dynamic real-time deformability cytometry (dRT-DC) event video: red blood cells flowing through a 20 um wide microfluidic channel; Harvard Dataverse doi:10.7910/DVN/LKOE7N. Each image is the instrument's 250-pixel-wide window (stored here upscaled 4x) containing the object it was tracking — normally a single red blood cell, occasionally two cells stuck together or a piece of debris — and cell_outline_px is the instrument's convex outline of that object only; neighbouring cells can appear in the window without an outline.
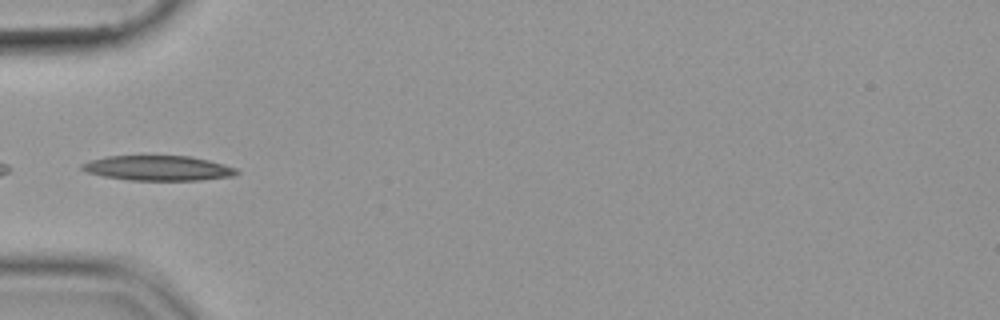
{"species": "common noctule bat (a hibernating species)", "species_latin": "Nyctalus noctula", "temperature_condition": "cold", "stored_images_in_passage": 33, "camera_frame_rate_fps": 3000, "um_per_image_px": 0.085, "animal": {"sex": "female", "body_mass_g": 19.9}, "frame": {"image": 1, "passage_image": 1, "time_ms": 0.0, "image_size_px": [1000, 320], "cell_outline_px": [[240, 172], [236, 176], [200, 180], [128, 180], [104, 176], [88, 172], [80, 168], [80, 164], [92, 160], [108, 156], [192, 156], [224, 164], [236, 168]], "centroid_in_image_um": [13.49, 14.29], "position_along_channel_um": 71.5, "area_um2": 22.48}}
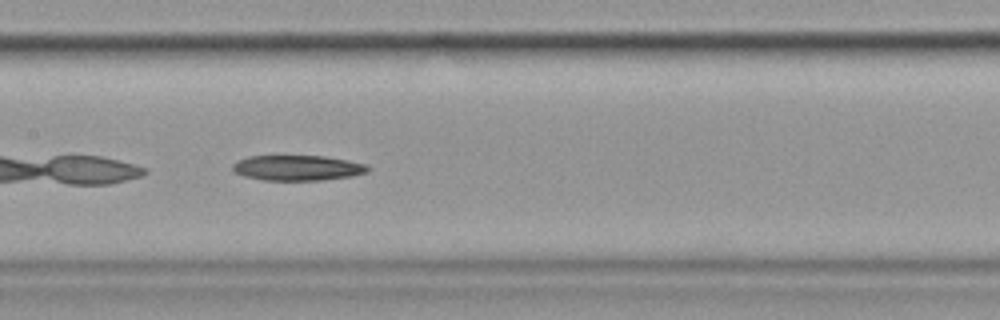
{"frame": {"image": 2, "passage_image": 10, "time_ms": 3.0, "image_size_px": [1000, 320], "cell_outline_px": [[372, 168], [368, 172], [352, 176], [320, 180], [264, 180], [244, 176], [236, 172], [232, 168], [232, 164], [236, 160], [248, 156], [324, 156], [348, 160], [364, 164]], "centroid_in_image_um": [25.29, 14.26], "position_along_channel_um": 182.1, "area_um2": 19.94}}
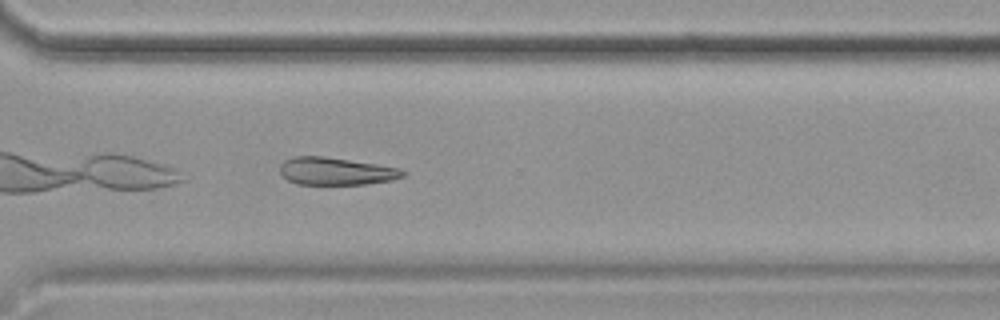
{"frame": {"image": 3, "passage_image": 23, "time_ms": 7.333, "image_size_px": [1000, 320], "cell_outline_px": [[408, 172], [404, 176], [392, 180], [364, 184], [296, 184], [288, 180], [280, 172], [280, 164], [284, 160], [292, 156], [324, 156], [376, 164], [400, 168]], "centroid_in_image_um": [28.56, 14.55], "position_along_channel_um": 342.0, "area_um2": 19.77}}